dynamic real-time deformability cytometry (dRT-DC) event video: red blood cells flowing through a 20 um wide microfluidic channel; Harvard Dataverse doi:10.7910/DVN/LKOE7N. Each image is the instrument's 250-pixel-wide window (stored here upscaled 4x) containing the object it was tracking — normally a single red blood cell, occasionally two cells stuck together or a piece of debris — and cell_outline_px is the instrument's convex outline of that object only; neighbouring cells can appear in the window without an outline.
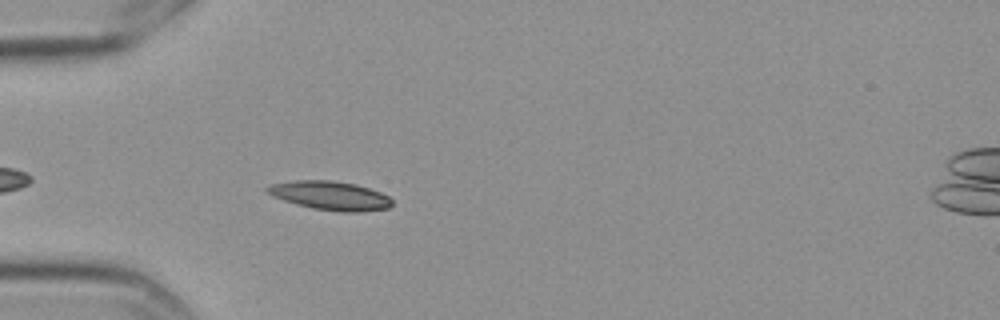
{"species": "Egyptian fruit bat (a non-hibernating species)", "species_latin": "Rousettus aegyptiacus", "temperature_condition": "cold", "stored_images_in_passage": 4, "camera_frame_rate_fps": 3000, "um_per_image_px": 0.085, "frame": {"image": 1, "passage_image": 4, "time_ms": 1.0, "image_size_px": [1000, 320], "cell_outline_px": [[392, 204], [388, 208], [360, 212], [340, 212], [312, 208], [296, 204], [272, 196], [264, 192], [264, 188], [268, 184], [296, 180], [332, 180], [356, 184], [380, 192], [388, 196], [392, 200]], "centroid_in_image_um": [28.02, 16.62], "position_along_channel_um": 57.0, "area_um2": 21.15}}